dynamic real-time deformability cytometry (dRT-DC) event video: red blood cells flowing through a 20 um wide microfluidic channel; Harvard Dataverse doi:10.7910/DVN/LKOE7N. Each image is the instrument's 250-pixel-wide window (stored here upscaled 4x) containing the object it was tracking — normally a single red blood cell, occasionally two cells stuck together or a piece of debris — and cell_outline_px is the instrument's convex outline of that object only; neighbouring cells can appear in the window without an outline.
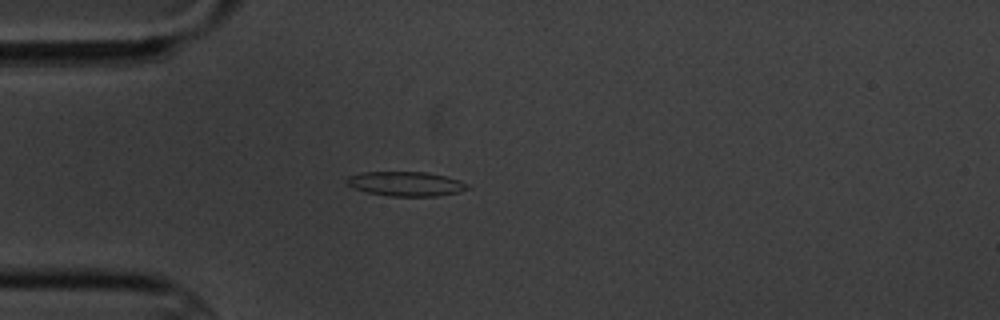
{"species": "common noctule bat (a hibernating species)", "species_latin": "Nyctalus noctula", "temperature_condition": "cold", "stored_images_in_passage": 6, "camera_frame_rate_fps": 3000, "um_per_image_px": 0.085, "animal": {"sex": "male", "body_mass_g": 20.1, "forearm_length_mm": 53.5}, "frame": {"image": 1, "passage_image": 5, "time_ms": 4.667, "image_size_px": [1000, 320], "cell_outline_px": [[468, 188], [460, 192], [436, 196], [388, 196], [368, 192], [356, 188], [348, 184], [344, 180], [348, 176], [360, 172], [428, 172], [460, 180], [468, 184]], "centroid_in_image_um": [34.5, 15.62], "position_along_channel_um": 50.5, "area_um2": 17.17}}